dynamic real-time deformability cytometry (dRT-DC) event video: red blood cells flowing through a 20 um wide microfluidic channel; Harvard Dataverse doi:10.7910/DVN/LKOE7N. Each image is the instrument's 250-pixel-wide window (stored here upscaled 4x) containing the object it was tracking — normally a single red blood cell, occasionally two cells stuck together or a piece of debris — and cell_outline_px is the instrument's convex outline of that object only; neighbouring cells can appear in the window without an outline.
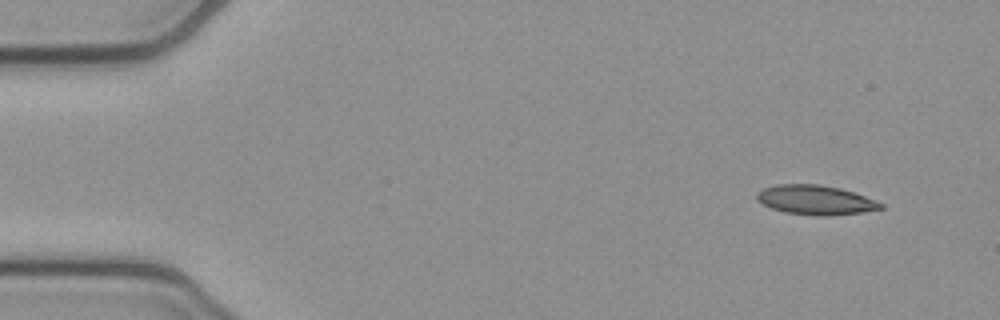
{"species": "common noctule bat (a hibernating species)", "species_latin": "Nyctalus noctula", "temperature_condition": "cold", "stored_images_in_passage": 51, "segment_of_instrument_passage": [1, 2], "camera_frame_rate_fps": 3000, "um_per_image_px": 0.085, "animal": {"sex": "female", "body_mass_g": 21.9}, "frame": {"image": 1, "passage_image": 1, "time_ms": 0.0, "image_size_px": [1000, 320], "cell_outline_px": [[884, 208], [860, 212], [824, 216], [820, 216], [784, 212], [772, 208], [756, 200], [756, 192], [764, 188], [776, 184], [820, 184], [840, 188], [876, 200], [884, 204]], "centroid_in_image_um": [69.29, 16.99], "position_along_channel_um": 15.7, "area_um2": 21.15}}
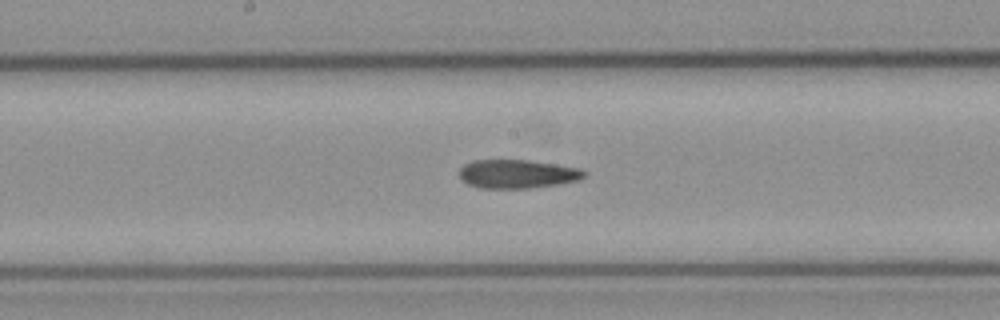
{"frame": {"image": 2, "passage_image": 24, "time_ms": 7.667, "image_size_px": [1000, 320], "cell_outline_px": [[588, 176], [580, 180], [560, 184], [528, 188], [480, 188], [468, 184], [460, 180], [460, 168], [464, 164], [472, 160], [528, 160], [556, 164], [580, 168], [588, 172]], "centroid_in_image_um": [44.01, 14.78], "position_along_channel_um": 204.2, "area_um2": 21.15}}
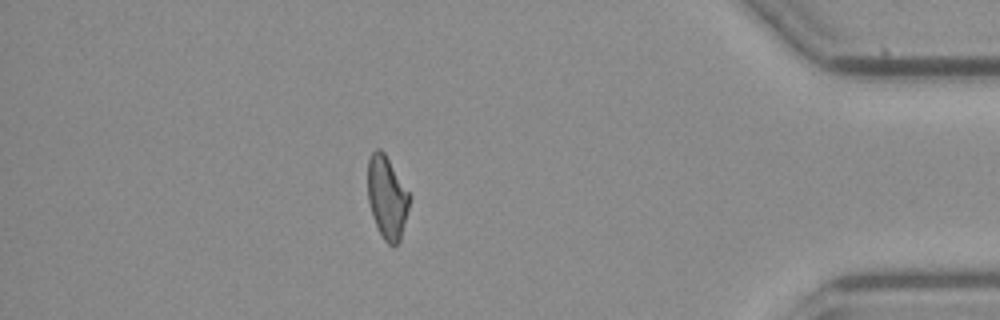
{"frame": {"image": 3, "passage_image": 43, "time_ms": 14.0, "image_size_px": [1000, 320], "cell_outline_px": [[412, 196], [400, 240], [392, 248], [384, 240], [372, 216], [368, 200], [368, 160], [372, 152], [376, 148], [380, 148], [384, 152]], "centroid_in_image_um": [32.91, 16.77], "position_along_channel_um": 402.3, "area_um2": 20.23}}